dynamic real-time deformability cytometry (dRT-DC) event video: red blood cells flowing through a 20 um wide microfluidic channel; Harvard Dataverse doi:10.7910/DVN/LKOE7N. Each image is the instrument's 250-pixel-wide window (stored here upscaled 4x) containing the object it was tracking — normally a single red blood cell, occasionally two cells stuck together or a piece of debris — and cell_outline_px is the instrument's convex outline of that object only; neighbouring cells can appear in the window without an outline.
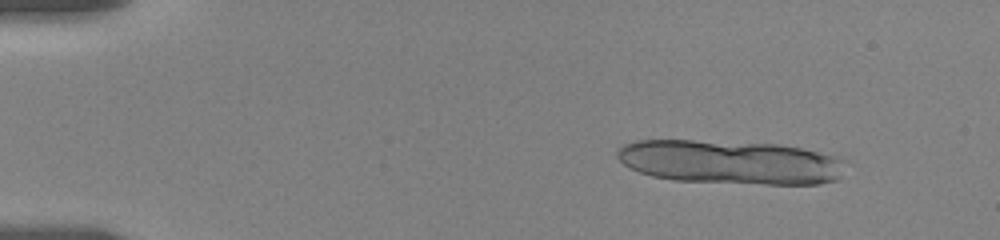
{"species": "human", "species_latin": "Homo sapiens", "temperature_condition": "room temperature", "stored_images_in_passage": 40, "segment_of_instrument_passage": [1, 2], "camera_frame_rate_fps": 3000, "um_per_image_px": 0.085, "donor": {"sex": "female"}, "frame": {"image": 1, "passage_image": 4, "time_ms": 1.667, "image_size_px": [1000, 240], "cell_outline_px": [[848, 160], [840, 180], [820, 184], [764, 184], [672, 180], [652, 176], [628, 168], [616, 156], [616, 152], [624, 144], [636, 140], [692, 140], [776, 144], [800, 148]], "centroid_in_image_um": [62.09, 13.79], "position_along_channel_um": 22.9, "area_um2": 58.72}}